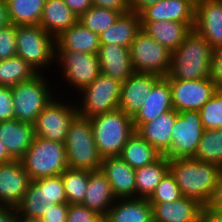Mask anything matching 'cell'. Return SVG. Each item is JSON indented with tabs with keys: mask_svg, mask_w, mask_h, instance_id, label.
I'll return each instance as SVG.
<instances>
[{
	"mask_svg": "<svg viewBox=\"0 0 222 222\" xmlns=\"http://www.w3.org/2000/svg\"><path fill=\"white\" fill-rule=\"evenodd\" d=\"M170 172L174 176L183 196L207 206L215 192L222 167L196 158L169 160Z\"/></svg>",
	"mask_w": 222,
	"mask_h": 222,
	"instance_id": "6da1fadb",
	"label": "cell"
},
{
	"mask_svg": "<svg viewBox=\"0 0 222 222\" xmlns=\"http://www.w3.org/2000/svg\"><path fill=\"white\" fill-rule=\"evenodd\" d=\"M214 49L194 29L171 53L166 79L194 80L209 78Z\"/></svg>",
	"mask_w": 222,
	"mask_h": 222,
	"instance_id": "7a4b0ae2",
	"label": "cell"
},
{
	"mask_svg": "<svg viewBox=\"0 0 222 222\" xmlns=\"http://www.w3.org/2000/svg\"><path fill=\"white\" fill-rule=\"evenodd\" d=\"M55 68H60L59 70H54V72H58L57 74L60 73L61 75L59 76L62 78L60 82L62 86L58 87V83L56 82L55 87L57 89L67 87L62 91L58 89L59 93L57 94L61 96H63L64 93L67 94L69 88L71 92H73L71 93L73 94L72 97H74V94L76 95L83 88L89 86L101 73L98 54L70 50H56Z\"/></svg>",
	"mask_w": 222,
	"mask_h": 222,
	"instance_id": "3957f363",
	"label": "cell"
},
{
	"mask_svg": "<svg viewBox=\"0 0 222 222\" xmlns=\"http://www.w3.org/2000/svg\"><path fill=\"white\" fill-rule=\"evenodd\" d=\"M47 75L38 73L32 79L11 87L15 119L33 124L42 110L57 95L54 82L59 83L61 80L53 81L55 75L52 74L51 79Z\"/></svg>",
	"mask_w": 222,
	"mask_h": 222,
	"instance_id": "277c9868",
	"label": "cell"
},
{
	"mask_svg": "<svg viewBox=\"0 0 222 222\" xmlns=\"http://www.w3.org/2000/svg\"><path fill=\"white\" fill-rule=\"evenodd\" d=\"M16 49L17 55L32 66L37 73L49 74L50 69L54 73L55 38L40 25L16 26Z\"/></svg>",
	"mask_w": 222,
	"mask_h": 222,
	"instance_id": "5b68a950",
	"label": "cell"
},
{
	"mask_svg": "<svg viewBox=\"0 0 222 222\" xmlns=\"http://www.w3.org/2000/svg\"><path fill=\"white\" fill-rule=\"evenodd\" d=\"M93 136L102 158L119 156L135 132L132 117L116 109L90 118Z\"/></svg>",
	"mask_w": 222,
	"mask_h": 222,
	"instance_id": "8992f818",
	"label": "cell"
},
{
	"mask_svg": "<svg viewBox=\"0 0 222 222\" xmlns=\"http://www.w3.org/2000/svg\"><path fill=\"white\" fill-rule=\"evenodd\" d=\"M68 168L96 171L100 169V156L90 118L76 115L69 125L65 140Z\"/></svg>",
	"mask_w": 222,
	"mask_h": 222,
	"instance_id": "52a82bcc",
	"label": "cell"
},
{
	"mask_svg": "<svg viewBox=\"0 0 222 222\" xmlns=\"http://www.w3.org/2000/svg\"><path fill=\"white\" fill-rule=\"evenodd\" d=\"M20 162L32 181L60 175L68 168L65 144L35 136Z\"/></svg>",
	"mask_w": 222,
	"mask_h": 222,
	"instance_id": "ba28073f",
	"label": "cell"
},
{
	"mask_svg": "<svg viewBox=\"0 0 222 222\" xmlns=\"http://www.w3.org/2000/svg\"><path fill=\"white\" fill-rule=\"evenodd\" d=\"M122 83L102 73L74 95L78 115L94 117L119 108Z\"/></svg>",
	"mask_w": 222,
	"mask_h": 222,
	"instance_id": "9c48e42d",
	"label": "cell"
},
{
	"mask_svg": "<svg viewBox=\"0 0 222 222\" xmlns=\"http://www.w3.org/2000/svg\"><path fill=\"white\" fill-rule=\"evenodd\" d=\"M70 93L62 97L57 94L42 110L33 123L35 136L65 143L69 125L78 114L76 102Z\"/></svg>",
	"mask_w": 222,
	"mask_h": 222,
	"instance_id": "30bf717a",
	"label": "cell"
},
{
	"mask_svg": "<svg viewBox=\"0 0 222 222\" xmlns=\"http://www.w3.org/2000/svg\"><path fill=\"white\" fill-rule=\"evenodd\" d=\"M55 204H68L61 174L31 181L16 210L25 217L42 218Z\"/></svg>",
	"mask_w": 222,
	"mask_h": 222,
	"instance_id": "8fae6325",
	"label": "cell"
},
{
	"mask_svg": "<svg viewBox=\"0 0 222 222\" xmlns=\"http://www.w3.org/2000/svg\"><path fill=\"white\" fill-rule=\"evenodd\" d=\"M171 53L141 30L130 46L133 71L166 77L171 65Z\"/></svg>",
	"mask_w": 222,
	"mask_h": 222,
	"instance_id": "7c38bea8",
	"label": "cell"
},
{
	"mask_svg": "<svg viewBox=\"0 0 222 222\" xmlns=\"http://www.w3.org/2000/svg\"><path fill=\"white\" fill-rule=\"evenodd\" d=\"M204 128L199 111L177 112L172 131L170 150L165 154L169 160L194 158Z\"/></svg>",
	"mask_w": 222,
	"mask_h": 222,
	"instance_id": "4fadbf2b",
	"label": "cell"
},
{
	"mask_svg": "<svg viewBox=\"0 0 222 222\" xmlns=\"http://www.w3.org/2000/svg\"><path fill=\"white\" fill-rule=\"evenodd\" d=\"M167 80L170 83L173 108L177 112L199 111L218 90L209 78Z\"/></svg>",
	"mask_w": 222,
	"mask_h": 222,
	"instance_id": "5bb4252c",
	"label": "cell"
},
{
	"mask_svg": "<svg viewBox=\"0 0 222 222\" xmlns=\"http://www.w3.org/2000/svg\"><path fill=\"white\" fill-rule=\"evenodd\" d=\"M31 181L20 160L0 164V206L16 209Z\"/></svg>",
	"mask_w": 222,
	"mask_h": 222,
	"instance_id": "9a60e30c",
	"label": "cell"
},
{
	"mask_svg": "<svg viewBox=\"0 0 222 222\" xmlns=\"http://www.w3.org/2000/svg\"><path fill=\"white\" fill-rule=\"evenodd\" d=\"M213 48L222 45V0H196L193 28Z\"/></svg>",
	"mask_w": 222,
	"mask_h": 222,
	"instance_id": "2e32d148",
	"label": "cell"
},
{
	"mask_svg": "<svg viewBox=\"0 0 222 222\" xmlns=\"http://www.w3.org/2000/svg\"><path fill=\"white\" fill-rule=\"evenodd\" d=\"M159 75L134 72L121 86L119 109L130 117L142 108L154 84L160 79Z\"/></svg>",
	"mask_w": 222,
	"mask_h": 222,
	"instance_id": "e0dca14e",
	"label": "cell"
},
{
	"mask_svg": "<svg viewBox=\"0 0 222 222\" xmlns=\"http://www.w3.org/2000/svg\"><path fill=\"white\" fill-rule=\"evenodd\" d=\"M100 170L111 184L116 199L136 198L135 169L119 156L102 158Z\"/></svg>",
	"mask_w": 222,
	"mask_h": 222,
	"instance_id": "ac0fdd59",
	"label": "cell"
},
{
	"mask_svg": "<svg viewBox=\"0 0 222 222\" xmlns=\"http://www.w3.org/2000/svg\"><path fill=\"white\" fill-rule=\"evenodd\" d=\"M145 97L146 100L142 104V108L132 118L135 131L142 124L174 109L170 83L165 77H161Z\"/></svg>",
	"mask_w": 222,
	"mask_h": 222,
	"instance_id": "d6986e66",
	"label": "cell"
},
{
	"mask_svg": "<svg viewBox=\"0 0 222 222\" xmlns=\"http://www.w3.org/2000/svg\"><path fill=\"white\" fill-rule=\"evenodd\" d=\"M196 0H160L144 9L139 15L141 21H177L195 24Z\"/></svg>",
	"mask_w": 222,
	"mask_h": 222,
	"instance_id": "ffe728a7",
	"label": "cell"
},
{
	"mask_svg": "<svg viewBox=\"0 0 222 222\" xmlns=\"http://www.w3.org/2000/svg\"><path fill=\"white\" fill-rule=\"evenodd\" d=\"M101 73L123 83L133 73L130 48L116 44H100L98 51Z\"/></svg>",
	"mask_w": 222,
	"mask_h": 222,
	"instance_id": "44dd1931",
	"label": "cell"
},
{
	"mask_svg": "<svg viewBox=\"0 0 222 222\" xmlns=\"http://www.w3.org/2000/svg\"><path fill=\"white\" fill-rule=\"evenodd\" d=\"M34 138V125L31 123L17 119L0 122V139L14 160L25 155Z\"/></svg>",
	"mask_w": 222,
	"mask_h": 222,
	"instance_id": "7402d4cb",
	"label": "cell"
},
{
	"mask_svg": "<svg viewBox=\"0 0 222 222\" xmlns=\"http://www.w3.org/2000/svg\"><path fill=\"white\" fill-rule=\"evenodd\" d=\"M153 222H199L203 205L182 196L174 202L150 203Z\"/></svg>",
	"mask_w": 222,
	"mask_h": 222,
	"instance_id": "603a6c76",
	"label": "cell"
},
{
	"mask_svg": "<svg viewBox=\"0 0 222 222\" xmlns=\"http://www.w3.org/2000/svg\"><path fill=\"white\" fill-rule=\"evenodd\" d=\"M116 200L112 186L104 173L100 169L89 171L88 188L81 204L105 218Z\"/></svg>",
	"mask_w": 222,
	"mask_h": 222,
	"instance_id": "cb8c5ba5",
	"label": "cell"
},
{
	"mask_svg": "<svg viewBox=\"0 0 222 222\" xmlns=\"http://www.w3.org/2000/svg\"><path fill=\"white\" fill-rule=\"evenodd\" d=\"M193 28L194 24L177 21H141V30L171 52H174L182 44Z\"/></svg>",
	"mask_w": 222,
	"mask_h": 222,
	"instance_id": "d4e9b609",
	"label": "cell"
},
{
	"mask_svg": "<svg viewBox=\"0 0 222 222\" xmlns=\"http://www.w3.org/2000/svg\"><path fill=\"white\" fill-rule=\"evenodd\" d=\"M176 117L177 111L173 109L142 124L136 132L160 154L165 155L170 150L171 131Z\"/></svg>",
	"mask_w": 222,
	"mask_h": 222,
	"instance_id": "484cf974",
	"label": "cell"
},
{
	"mask_svg": "<svg viewBox=\"0 0 222 222\" xmlns=\"http://www.w3.org/2000/svg\"><path fill=\"white\" fill-rule=\"evenodd\" d=\"M56 50H70L98 54L99 35L84 27L79 21L55 38Z\"/></svg>",
	"mask_w": 222,
	"mask_h": 222,
	"instance_id": "4316f807",
	"label": "cell"
},
{
	"mask_svg": "<svg viewBox=\"0 0 222 222\" xmlns=\"http://www.w3.org/2000/svg\"><path fill=\"white\" fill-rule=\"evenodd\" d=\"M104 219L107 222H153L152 205L145 198L117 199Z\"/></svg>",
	"mask_w": 222,
	"mask_h": 222,
	"instance_id": "83f0119b",
	"label": "cell"
},
{
	"mask_svg": "<svg viewBox=\"0 0 222 222\" xmlns=\"http://www.w3.org/2000/svg\"><path fill=\"white\" fill-rule=\"evenodd\" d=\"M140 31V15L129 11L121 14L112 26L99 34V42L100 44H116L130 48Z\"/></svg>",
	"mask_w": 222,
	"mask_h": 222,
	"instance_id": "f1b7e54d",
	"label": "cell"
},
{
	"mask_svg": "<svg viewBox=\"0 0 222 222\" xmlns=\"http://www.w3.org/2000/svg\"><path fill=\"white\" fill-rule=\"evenodd\" d=\"M77 21L78 17L64 0H46L39 25L56 38Z\"/></svg>",
	"mask_w": 222,
	"mask_h": 222,
	"instance_id": "f546056e",
	"label": "cell"
},
{
	"mask_svg": "<svg viewBox=\"0 0 222 222\" xmlns=\"http://www.w3.org/2000/svg\"><path fill=\"white\" fill-rule=\"evenodd\" d=\"M161 156L162 154L143 139L136 131L129 137L119 155L122 160L135 170L154 163Z\"/></svg>",
	"mask_w": 222,
	"mask_h": 222,
	"instance_id": "4dcf8cb0",
	"label": "cell"
},
{
	"mask_svg": "<svg viewBox=\"0 0 222 222\" xmlns=\"http://www.w3.org/2000/svg\"><path fill=\"white\" fill-rule=\"evenodd\" d=\"M169 171V159L165 155L150 165L136 169V198L148 199Z\"/></svg>",
	"mask_w": 222,
	"mask_h": 222,
	"instance_id": "1f68e13d",
	"label": "cell"
},
{
	"mask_svg": "<svg viewBox=\"0 0 222 222\" xmlns=\"http://www.w3.org/2000/svg\"><path fill=\"white\" fill-rule=\"evenodd\" d=\"M46 0H6L10 23L39 25Z\"/></svg>",
	"mask_w": 222,
	"mask_h": 222,
	"instance_id": "d6a6232c",
	"label": "cell"
},
{
	"mask_svg": "<svg viewBox=\"0 0 222 222\" xmlns=\"http://www.w3.org/2000/svg\"><path fill=\"white\" fill-rule=\"evenodd\" d=\"M37 74L35 69L18 55L0 60V86L13 87Z\"/></svg>",
	"mask_w": 222,
	"mask_h": 222,
	"instance_id": "836d02e7",
	"label": "cell"
},
{
	"mask_svg": "<svg viewBox=\"0 0 222 222\" xmlns=\"http://www.w3.org/2000/svg\"><path fill=\"white\" fill-rule=\"evenodd\" d=\"M194 158L222 167V128L204 129Z\"/></svg>",
	"mask_w": 222,
	"mask_h": 222,
	"instance_id": "e575fe53",
	"label": "cell"
},
{
	"mask_svg": "<svg viewBox=\"0 0 222 222\" xmlns=\"http://www.w3.org/2000/svg\"><path fill=\"white\" fill-rule=\"evenodd\" d=\"M62 181L68 204H81L89 182V171L67 168L62 174Z\"/></svg>",
	"mask_w": 222,
	"mask_h": 222,
	"instance_id": "d590c367",
	"label": "cell"
},
{
	"mask_svg": "<svg viewBox=\"0 0 222 222\" xmlns=\"http://www.w3.org/2000/svg\"><path fill=\"white\" fill-rule=\"evenodd\" d=\"M121 14V12L112 9L91 6L78 18V21L84 27L99 35L109 26H112L118 20Z\"/></svg>",
	"mask_w": 222,
	"mask_h": 222,
	"instance_id": "8d00e7d4",
	"label": "cell"
},
{
	"mask_svg": "<svg viewBox=\"0 0 222 222\" xmlns=\"http://www.w3.org/2000/svg\"><path fill=\"white\" fill-rule=\"evenodd\" d=\"M204 129L222 128V89L216 93L199 110Z\"/></svg>",
	"mask_w": 222,
	"mask_h": 222,
	"instance_id": "74e56055",
	"label": "cell"
},
{
	"mask_svg": "<svg viewBox=\"0 0 222 222\" xmlns=\"http://www.w3.org/2000/svg\"><path fill=\"white\" fill-rule=\"evenodd\" d=\"M182 196L183 195L174 176L169 171L156 186L155 190L148 198V201L150 203L174 202Z\"/></svg>",
	"mask_w": 222,
	"mask_h": 222,
	"instance_id": "f35d334b",
	"label": "cell"
},
{
	"mask_svg": "<svg viewBox=\"0 0 222 222\" xmlns=\"http://www.w3.org/2000/svg\"><path fill=\"white\" fill-rule=\"evenodd\" d=\"M16 55V26L10 24L0 29V60H5Z\"/></svg>",
	"mask_w": 222,
	"mask_h": 222,
	"instance_id": "ab89813d",
	"label": "cell"
},
{
	"mask_svg": "<svg viewBox=\"0 0 222 222\" xmlns=\"http://www.w3.org/2000/svg\"><path fill=\"white\" fill-rule=\"evenodd\" d=\"M102 219L82 204H69L66 222H100Z\"/></svg>",
	"mask_w": 222,
	"mask_h": 222,
	"instance_id": "60d3db41",
	"label": "cell"
},
{
	"mask_svg": "<svg viewBox=\"0 0 222 222\" xmlns=\"http://www.w3.org/2000/svg\"><path fill=\"white\" fill-rule=\"evenodd\" d=\"M15 119L11 87L0 86V122Z\"/></svg>",
	"mask_w": 222,
	"mask_h": 222,
	"instance_id": "b9f144b4",
	"label": "cell"
},
{
	"mask_svg": "<svg viewBox=\"0 0 222 222\" xmlns=\"http://www.w3.org/2000/svg\"><path fill=\"white\" fill-rule=\"evenodd\" d=\"M209 79L218 89H222V45L213 51Z\"/></svg>",
	"mask_w": 222,
	"mask_h": 222,
	"instance_id": "7bdbcfd3",
	"label": "cell"
},
{
	"mask_svg": "<svg viewBox=\"0 0 222 222\" xmlns=\"http://www.w3.org/2000/svg\"><path fill=\"white\" fill-rule=\"evenodd\" d=\"M69 204H55L43 217V222H66Z\"/></svg>",
	"mask_w": 222,
	"mask_h": 222,
	"instance_id": "ee69618b",
	"label": "cell"
},
{
	"mask_svg": "<svg viewBox=\"0 0 222 222\" xmlns=\"http://www.w3.org/2000/svg\"><path fill=\"white\" fill-rule=\"evenodd\" d=\"M92 6L112 9L122 14L130 11V0H91Z\"/></svg>",
	"mask_w": 222,
	"mask_h": 222,
	"instance_id": "f6af8a7d",
	"label": "cell"
},
{
	"mask_svg": "<svg viewBox=\"0 0 222 222\" xmlns=\"http://www.w3.org/2000/svg\"><path fill=\"white\" fill-rule=\"evenodd\" d=\"M64 2L78 18L92 6L91 0H64Z\"/></svg>",
	"mask_w": 222,
	"mask_h": 222,
	"instance_id": "bcb514c9",
	"label": "cell"
},
{
	"mask_svg": "<svg viewBox=\"0 0 222 222\" xmlns=\"http://www.w3.org/2000/svg\"><path fill=\"white\" fill-rule=\"evenodd\" d=\"M208 206L211 209L222 213V172L218 184L216 185L214 195Z\"/></svg>",
	"mask_w": 222,
	"mask_h": 222,
	"instance_id": "7dc6e473",
	"label": "cell"
},
{
	"mask_svg": "<svg viewBox=\"0 0 222 222\" xmlns=\"http://www.w3.org/2000/svg\"><path fill=\"white\" fill-rule=\"evenodd\" d=\"M199 222H222V213L211 209L208 205L203 206Z\"/></svg>",
	"mask_w": 222,
	"mask_h": 222,
	"instance_id": "c3c4849f",
	"label": "cell"
},
{
	"mask_svg": "<svg viewBox=\"0 0 222 222\" xmlns=\"http://www.w3.org/2000/svg\"><path fill=\"white\" fill-rule=\"evenodd\" d=\"M159 1L160 0H130V11L140 14L144 9Z\"/></svg>",
	"mask_w": 222,
	"mask_h": 222,
	"instance_id": "681fc988",
	"label": "cell"
},
{
	"mask_svg": "<svg viewBox=\"0 0 222 222\" xmlns=\"http://www.w3.org/2000/svg\"><path fill=\"white\" fill-rule=\"evenodd\" d=\"M0 222H16V209L0 206Z\"/></svg>",
	"mask_w": 222,
	"mask_h": 222,
	"instance_id": "f907efd6",
	"label": "cell"
},
{
	"mask_svg": "<svg viewBox=\"0 0 222 222\" xmlns=\"http://www.w3.org/2000/svg\"><path fill=\"white\" fill-rule=\"evenodd\" d=\"M10 24L6 0H0V29Z\"/></svg>",
	"mask_w": 222,
	"mask_h": 222,
	"instance_id": "816d5d0a",
	"label": "cell"
},
{
	"mask_svg": "<svg viewBox=\"0 0 222 222\" xmlns=\"http://www.w3.org/2000/svg\"><path fill=\"white\" fill-rule=\"evenodd\" d=\"M14 159L8 154L6 146L0 139V164L12 162Z\"/></svg>",
	"mask_w": 222,
	"mask_h": 222,
	"instance_id": "f5cc1de1",
	"label": "cell"
},
{
	"mask_svg": "<svg viewBox=\"0 0 222 222\" xmlns=\"http://www.w3.org/2000/svg\"><path fill=\"white\" fill-rule=\"evenodd\" d=\"M16 222H43V221L42 218L22 216L16 210Z\"/></svg>",
	"mask_w": 222,
	"mask_h": 222,
	"instance_id": "db71d44e",
	"label": "cell"
},
{
	"mask_svg": "<svg viewBox=\"0 0 222 222\" xmlns=\"http://www.w3.org/2000/svg\"><path fill=\"white\" fill-rule=\"evenodd\" d=\"M100 222H107L104 218Z\"/></svg>",
	"mask_w": 222,
	"mask_h": 222,
	"instance_id": "11a10c76",
	"label": "cell"
}]
</instances>
